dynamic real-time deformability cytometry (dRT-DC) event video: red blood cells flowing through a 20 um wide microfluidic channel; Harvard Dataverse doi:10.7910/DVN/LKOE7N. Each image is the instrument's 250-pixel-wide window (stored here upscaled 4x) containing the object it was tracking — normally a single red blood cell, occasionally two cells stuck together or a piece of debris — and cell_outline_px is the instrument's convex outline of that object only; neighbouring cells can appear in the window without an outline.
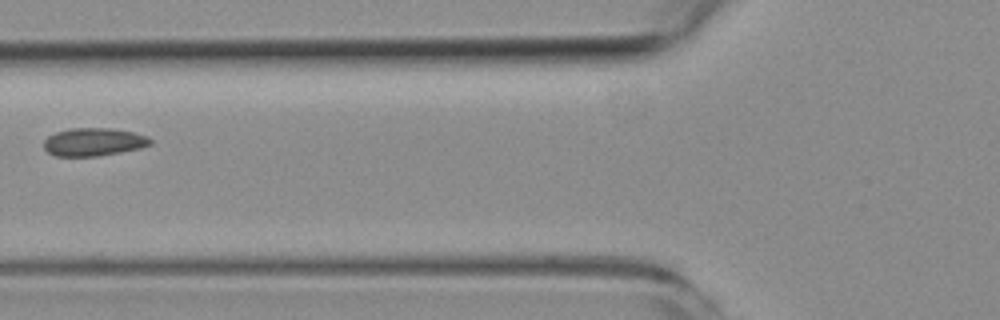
{"species": "common noctule bat (a hibernating species)", "species_latin": "Nyctalus noctula", "temperature_condition": "room temperature", "stored_images_in_passage": 4, "camera_frame_rate_fps": 3000, "um_per_image_px": 0.085, "animal": {"sex": "female", "body_mass_g": 19.3, "forearm_length_mm": 54.1}, "frame": {"image": 1, "passage_image": 4, "time_ms": 5.333, "image_size_px": [1000, 320], "cell_outline_px": [[152, 144], [140, 148], [120, 152], [96, 156], [56, 156], [48, 152], [44, 148], [44, 140], [48, 136], [56, 132], [68, 128], [112, 128], [132, 132], [148, 136], [152, 140]], "centroid_in_image_um": [7.96, 12.06], "position_along_channel_um": 117.8, "area_um2": 17.4}}